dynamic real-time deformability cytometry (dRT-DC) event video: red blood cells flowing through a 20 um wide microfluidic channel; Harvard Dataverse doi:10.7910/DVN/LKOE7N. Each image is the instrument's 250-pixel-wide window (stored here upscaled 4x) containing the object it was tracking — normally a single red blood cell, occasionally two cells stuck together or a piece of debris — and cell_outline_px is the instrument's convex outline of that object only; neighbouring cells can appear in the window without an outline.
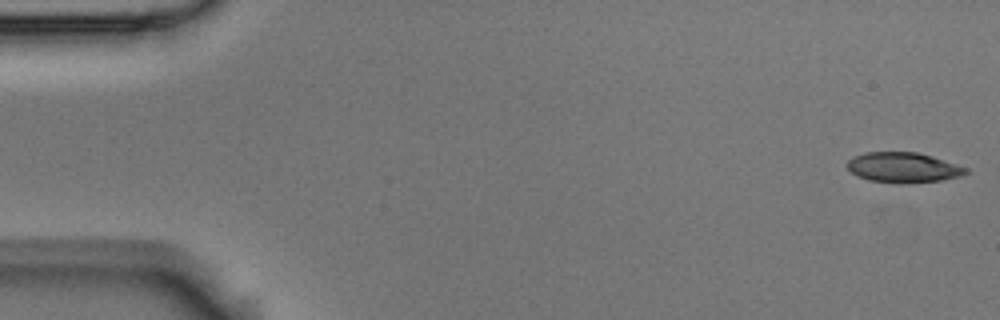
{"species": "Egyptian fruit bat (a non-hibernating species)", "species_latin": "Rousettus aegyptiacus", "temperature_condition": "room temperature", "stored_images_in_passage": 15, "camera_frame_rate_fps": 3000, "um_per_image_px": 0.085, "animal": {"sex": "male"}, "frame": {"image": 1, "passage_image": 1, "time_ms": 0.0, "image_size_px": [1000, 320], "cell_outline_px": [[968, 172], [960, 176], [944, 180], [908, 184], [896, 184], [868, 180], [856, 176], [848, 168], [848, 160], [852, 156], [868, 152], [916, 152], [932, 156], [968, 168]], "centroid_in_image_um": [76.77, 14.25], "position_along_channel_um": 8.2, "area_um2": 21.1}}